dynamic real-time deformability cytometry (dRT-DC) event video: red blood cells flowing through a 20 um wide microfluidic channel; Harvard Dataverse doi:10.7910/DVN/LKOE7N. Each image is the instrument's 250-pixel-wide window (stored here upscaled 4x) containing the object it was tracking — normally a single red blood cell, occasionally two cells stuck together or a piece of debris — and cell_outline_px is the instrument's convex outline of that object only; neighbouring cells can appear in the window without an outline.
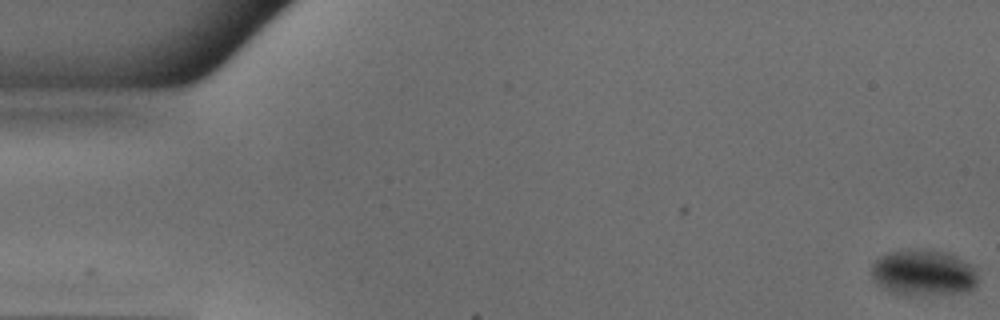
{"species": "common noctule bat (a hibernating species)", "species_latin": "Nyctalus noctula", "temperature_condition": "warm", "stored_images_in_passage": 51, "camera_frame_rate_fps": 3000, "um_per_image_px": 0.085, "animal": {"sex": "male", "body_mass_g": 18.8}, "frame": {"image": 1, "passage_image": 1, "time_ms": 0.0, "image_size_px": [1000, 320], "cell_outline_px": [[976, 284], [968, 292], [908, 296], [884, 288], [876, 284], [872, 280], [872, 264], [880, 256], [888, 252], [908, 248], [912, 248], [944, 252], [956, 256], [968, 264], [976, 272]], "centroid_in_image_um": [78.44, 23.18], "position_along_channel_um": 6.6, "area_um2": 28.55}}
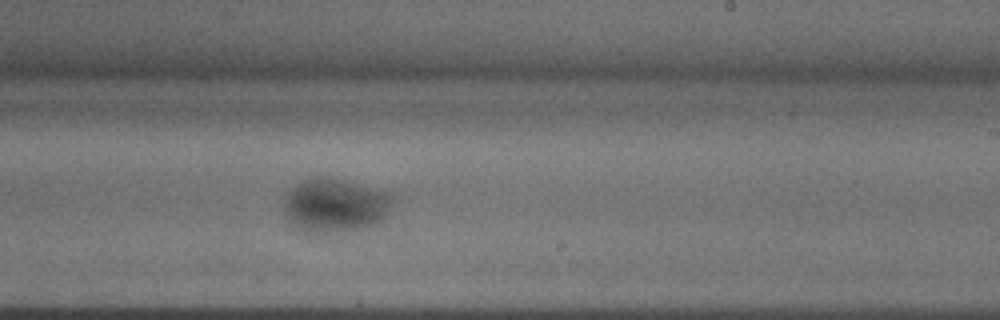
{"frame": {"image": 2, "passage_image": 31, "time_ms": 10.0, "image_size_px": [1000, 320], "cell_outline_px": [[392, 200], [384, 216], [380, 220], [372, 224], [360, 228], [296, 228], [288, 220], [284, 212], [284, 196], [296, 184], [304, 180], [336, 180], [392, 192]], "centroid_in_image_um": [28.46, 17.4], "position_along_channel_um": 260.5, "area_um2": 31.5}}
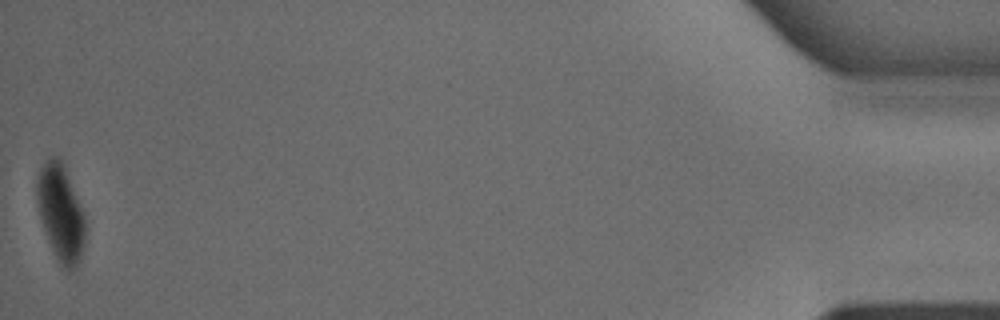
{"frame": {"image": 3, "passage_image": 51, "time_ms": 16.667, "image_size_px": [1000, 320], "cell_outline_px": [[84, 248], [80, 260], [76, 268], [72, 272], [60, 268], [52, 252], [44, 232], [36, 200], [36, 180], [40, 168], [52, 156], [56, 156], [64, 164], [80, 204], [84, 216]], "centroid_in_image_um": [5.14, 18.17], "position_along_channel_um": 430.1, "area_um2": 27.51}}